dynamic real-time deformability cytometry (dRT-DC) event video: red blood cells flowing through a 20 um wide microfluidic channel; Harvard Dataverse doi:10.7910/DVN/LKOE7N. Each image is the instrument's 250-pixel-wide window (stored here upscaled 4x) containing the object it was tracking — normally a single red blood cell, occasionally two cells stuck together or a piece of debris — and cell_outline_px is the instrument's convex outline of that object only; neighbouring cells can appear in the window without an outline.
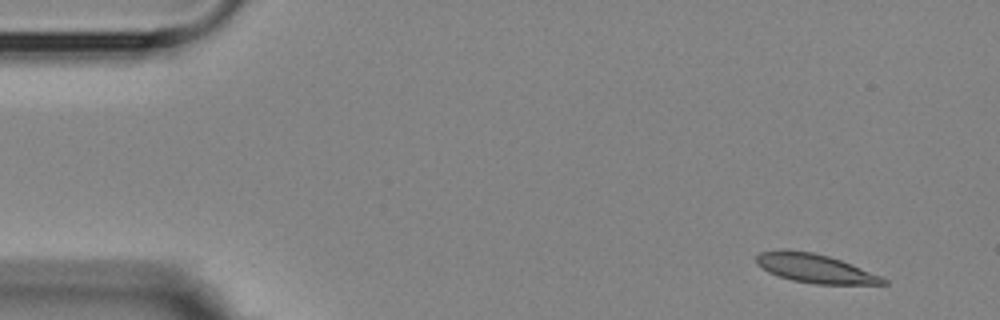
{"species": "Egyptian fruit bat (a non-hibernating species)", "species_latin": "Rousettus aegyptiacus", "temperature_condition": "room temperature", "stored_images_in_passage": 3, "camera_frame_rate_fps": 3000, "um_per_image_px": 0.085, "animal": {"sex": "female"}, "frame": {"image": 1, "passage_image": 1, "time_ms": 0.0, "image_size_px": [1000, 320], "cell_outline_px": [[888, 284], [816, 284], [792, 280], [768, 272], [756, 264], [756, 256], [760, 252], [780, 248], [784, 248], [812, 252], [828, 256], [840, 260], [880, 276], [888, 280]], "centroid_in_image_um": [69.21, 22.79], "position_along_channel_um": 15.8, "area_um2": 21.27}}